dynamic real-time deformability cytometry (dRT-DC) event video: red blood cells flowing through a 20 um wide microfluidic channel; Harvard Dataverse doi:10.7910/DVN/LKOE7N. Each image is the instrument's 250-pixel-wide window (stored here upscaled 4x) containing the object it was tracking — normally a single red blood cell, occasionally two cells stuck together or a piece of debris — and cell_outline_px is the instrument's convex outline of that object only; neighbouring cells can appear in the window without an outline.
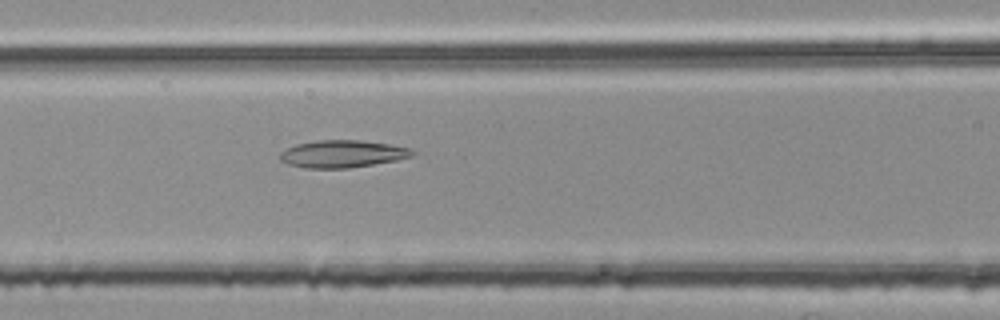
{"species": "common noctule bat (a hibernating species)", "species_latin": "Nyctalus noctula", "temperature_condition": "room temperature", "stored_images_in_passage": 35, "camera_frame_rate_fps": 3000, "um_per_image_px": 0.085, "animal": {"sex": "female", "body_mass_g": 25.1}, "frame": {"image": 1, "passage_image": 10, "time_ms": 3.0, "image_size_px": [1000, 320], "cell_outline_px": [[416, 152], [412, 156], [396, 160], [348, 168], [304, 168], [288, 164], [280, 160], [280, 152], [296, 144], [316, 140], [360, 140], [388, 144], [412, 148]], "centroid_in_image_um": [29.1, 13.07], "position_along_channel_um": 137.5, "area_um2": 21.04}}
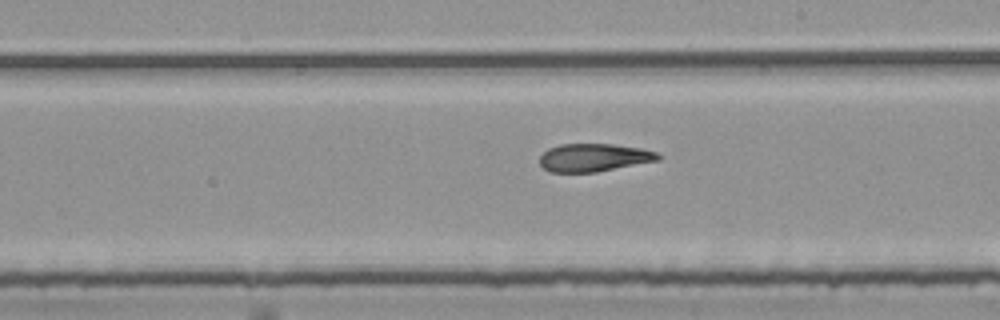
{"frame": {"image": 2, "passage_image": 18, "time_ms": 5.667, "image_size_px": [1000, 320], "cell_outline_px": [[660, 160], [596, 172], [548, 172], [540, 164], [540, 156], [548, 148], [560, 144], [612, 144], [640, 148], [656, 152], [660, 156]], "centroid_in_image_um": [50.46, 13.39], "position_along_channel_um": 238.5, "area_um2": 19.25}}
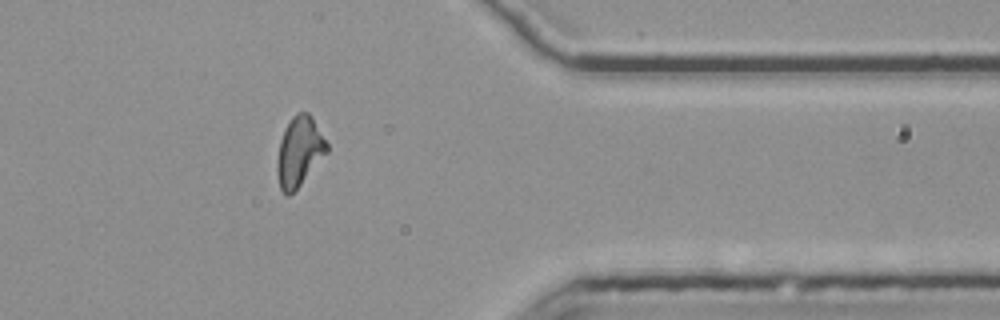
{"frame": {"image": 3, "passage_image": 31, "time_ms": 10.0, "image_size_px": [1000, 320], "cell_outline_px": [[328, 152], [300, 184], [288, 196], [284, 196], [280, 188], [276, 168], [276, 164], [280, 140], [284, 128], [292, 116], [296, 112], [308, 112], [312, 116], [328, 144]], "centroid_in_image_um": [25.43, 12.85], "position_along_channel_um": 386.0, "area_um2": 20.17}, "authors_computed_cell_mechanics": {"area_um2": 20.3456, "velocity_mm_per_s": 3.7968, "shape_relaxation_time_tau1_ms": null, "shape_relaxation_time_tau2_ms": 3.5147, "deformation_change_tau1": null, "deformation_change_tau2": 0.1375}}